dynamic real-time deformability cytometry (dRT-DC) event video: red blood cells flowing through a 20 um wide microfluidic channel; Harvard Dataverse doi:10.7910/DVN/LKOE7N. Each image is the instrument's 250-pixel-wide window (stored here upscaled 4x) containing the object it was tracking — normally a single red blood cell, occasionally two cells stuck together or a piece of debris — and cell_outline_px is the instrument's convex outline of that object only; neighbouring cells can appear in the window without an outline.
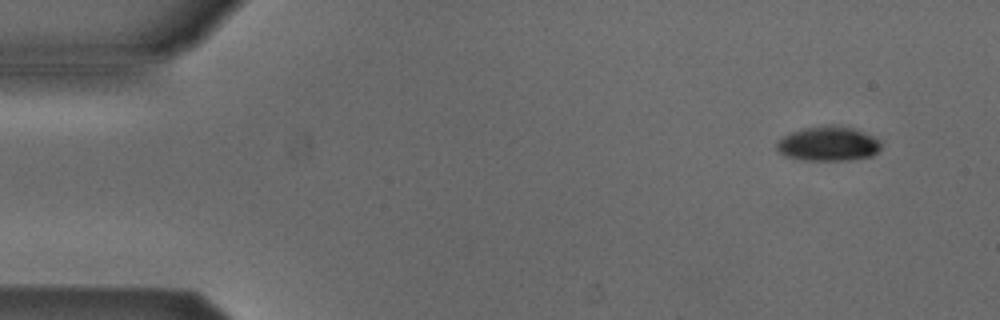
{"species": "Egyptian fruit bat (a non-hibernating species)", "species_latin": "Rousettus aegyptiacus", "temperature_condition": "cold", "stored_images_in_passage": 5, "segment_of_instrument_passage": [1, 2], "camera_frame_rate_fps": 3000, "um_per_image_px": 0.085, "animal": {"sex": "male"}, "frame": {"image": 1, "passage_image": 1, "time_ms": 0.0, "image_size_px": [1000, 320], "cell_outline_px": [[880, 148], [872, 156], [848, 160], [804, 160], [784, 156], [776, 148], [776, 144], [784, 136], [792, 132], [804, 128], [828, 124], [840, 124], [852, 128], [872, 136], [880, 140]], "centroid_in_image_um": [70.4, 12.21], "position_along_channel_um": 14.6, "area_um2": 20.98}}